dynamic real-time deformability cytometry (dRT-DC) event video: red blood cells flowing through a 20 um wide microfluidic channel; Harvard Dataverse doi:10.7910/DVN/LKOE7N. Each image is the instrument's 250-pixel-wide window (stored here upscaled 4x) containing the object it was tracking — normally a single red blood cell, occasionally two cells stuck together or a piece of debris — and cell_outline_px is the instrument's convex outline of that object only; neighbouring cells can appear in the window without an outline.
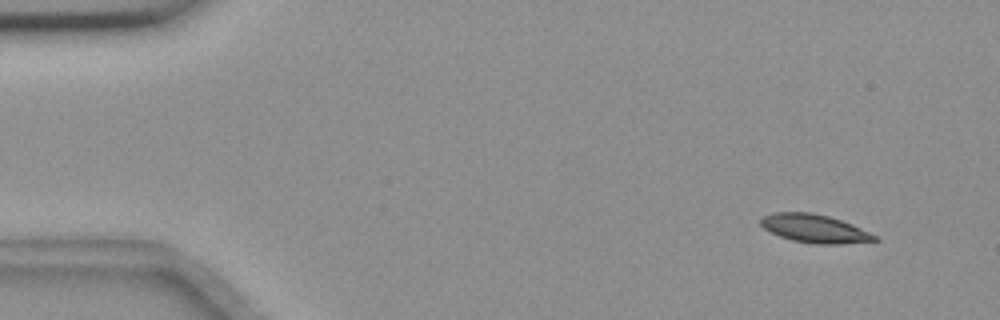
{"species": "common noctule bat (a hibernating species)", "species_latin": "Nyctalus noctula", "temperature_condition": "room temperature", "stored_images_in_passage": 6, "camera_frame_rate_fps": 3000, "um_per_image_px": 0.085, "animal": {"sex": "female", "body_mass_g": 18.4}, "frame": {"image": 1, "passage_image": 1, "time_ms": 0.0, "image_size_px": [1000, 320], "cell_outline_px": [[880, 240], [840, 244], [816, 244], [792, 240], [780, 236], [764, 228], [760, 224], [760, 220], [764, 216], [772, 212], [812, 212], [828, 216], [852, 224], [880, 236]], "centroid_in_image_um": [69.28, 19.43], "position_along_channel_um": 15.7, "area_um2": 18.84}}
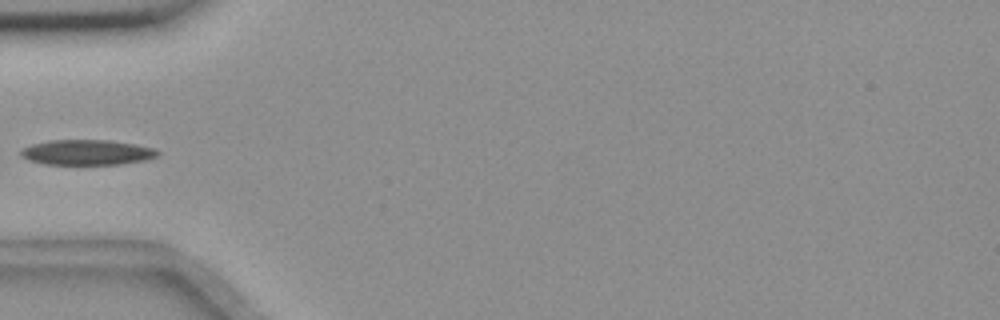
{"frame": {"image": 2, "passage_image": 5, "time_ms": 4.667, "image_size_px": [1000, 320], "cell_outline_px": [[160, 152], [156, 156], [148, 160], [120, 164], [44, 164], [28, 160], [20, 156], [20, 152], [24, 148], [32, 144], [48, 140], [108, 140], [132, 144], [152, 148]], "centroid_in_image_um": [7.36, 12.95], "position_along_channel_um": 77.6, "area_um2": 20.0}}
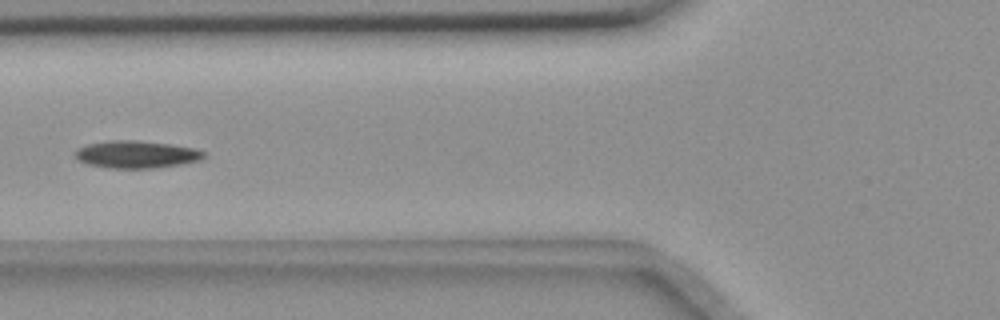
{"frame": {"image": 3, "passage_image": 6, "time_ms": 5.667, "image_size_px": [1000, 320], "cell_outline_px": [[208, 156], [200, 160], [180, 164], [156, 168], [108, 168], [88, 164], [76, 160], [76, 148], [88, 144], [112, 140], [136, 140], [168, 144], [196, 148], [204, 152]], "centroid_in_image_um": [11.6, 13.13], "position_along_channel_um": 114.2, "area_um2": 20.58}}